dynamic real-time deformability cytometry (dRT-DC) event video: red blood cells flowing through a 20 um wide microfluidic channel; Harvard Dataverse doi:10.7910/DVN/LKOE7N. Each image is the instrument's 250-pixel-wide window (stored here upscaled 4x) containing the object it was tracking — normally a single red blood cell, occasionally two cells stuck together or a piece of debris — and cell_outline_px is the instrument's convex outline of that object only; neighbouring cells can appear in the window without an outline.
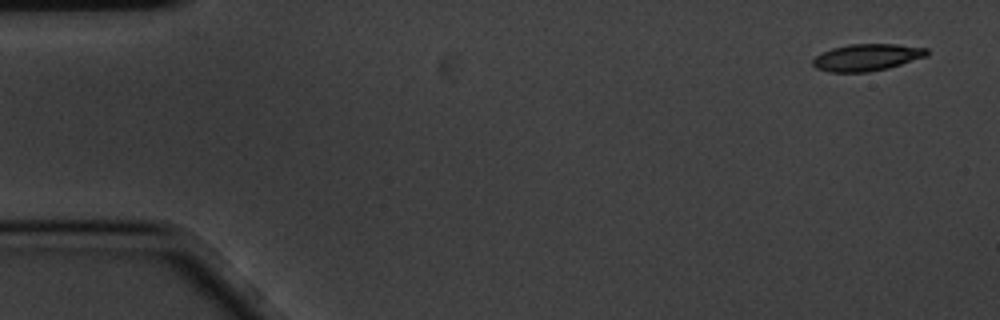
{"species": "common noctule bat (a hibernating species)", "species_latin": "Nyctalus noctula", "temperature_condition": "cold", "stored_images_in_passage": 4, "camera_frame_rate_fps": 3000, "um_per_image_px": 0.085, "animal": {"sex": "male", "body_mass_g": 20.1, "forearm_length_mm": 53.5}, "frame": {"image": 1, "passage_image": 1, "time_ms": 0.0, "image_size_px": [1000, 320], "cell_outline_px": [[928, 56], [888, 68], [868, 72], [828, 72], [816, 68], [812, 64], [812, 60], [816, 56], [832, 48], [848, 44], [896, 44], [928, 48]], "centroid_in_image_um": [73.69, 4.88], "position_along_channel_um": 11.3, "area_um2": 17.92}}
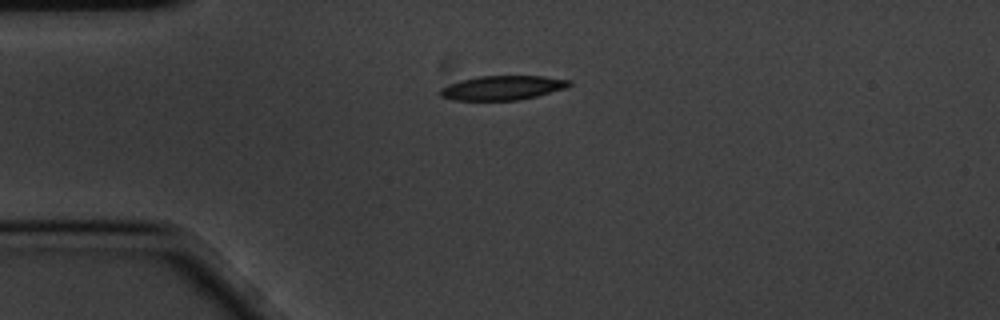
{"frame": {"image": 2, "passage_image": 4, "time_ms": 1.0, "image_size_px": [1000, 320], "cell_outline_px": [[572, 84], [568, 88], [536, 96], [516, 100], [452, 100], [440, 96], [440, 88], [448, 84], [480, 76], [544, 76], [572, 80]], "centroid_in_image_um": [42.75, 7.46], "position_along_channel_um": 42.2, "area_um2": 18.26}}